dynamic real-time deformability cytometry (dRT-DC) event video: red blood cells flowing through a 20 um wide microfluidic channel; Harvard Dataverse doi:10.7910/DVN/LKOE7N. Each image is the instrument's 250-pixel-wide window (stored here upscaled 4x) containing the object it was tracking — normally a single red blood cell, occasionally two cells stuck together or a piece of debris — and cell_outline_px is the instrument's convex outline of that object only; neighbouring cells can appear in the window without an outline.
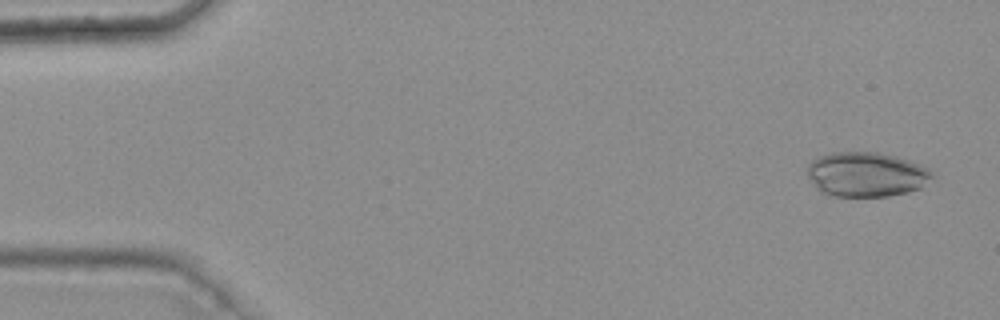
{"species": "common noctule bat (a hibernating species)", "species_latin": "Nyctalus noctula", "temperature_condition": "warm", "stored_images_in_passage": 9, "camera_frame_rate_fps": 3000, "um_per_image_px": 0.085, "animal": {"sex": "female", "body_mass_g": 25.1}, "frame": {"image": 1, "passage_image": 1, "time_ms": 0.0, "image_size_px": [1000, 320], "cell_outline_px": [[932, 176], [920, 188], [908, 192], [888, 196], [836, 196], [824, 192], [816, 188], [808, 176], [808, 164], [812, 160], [820, 156], [832, 152], [880, 152], [896, 156], [920, 164], [928, 168], [932, 172]], "centroid_in_image_um": [73.63, 14.81], "position_along_channel_um": 11.4, "area_um2": 32.31}}
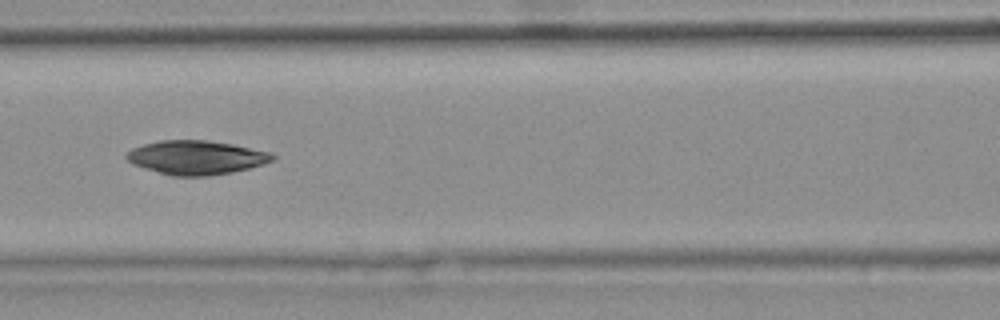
{"frame": {"image": 2, "passage_image": 7, "time_ms": 2.0, "image_size_px": [1000, 320], "cell_outline_px": [[276, 156], [272, 160], [264, 164], [232, 172], [208, 176], [172, 176], [144, 168], [132, 164], [124, 156], [132, 148], [144, 144], [160, 140], [208, 140], [232, 144], [268, 152]], "centroid_in_image_um": [16.65, 13.39], "position_along_channel_um": 150.0, "area_um2": 28.73}}
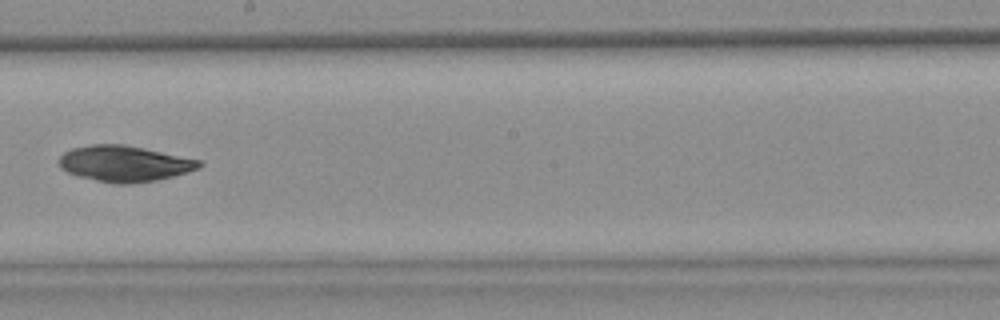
{"frame": {"image": 3, "passage_image": 9, "time_ms": 2.667, "image_size_px": [1000, 320], "cell_outline_px": [[204, 164], [196, 168], [172, 176], [156, 180], [132, 184], [112, 184], [80, 176], [68, 172], [60, 168], [60, 156], [64, 152], [72, 148], [92, 144], [124, 144], [144, 148], [200, 160]], "centroid_in_image_um": [10.55, 13.9], "position_along_channel_um": 237.7, "area_um2": 29.07}}